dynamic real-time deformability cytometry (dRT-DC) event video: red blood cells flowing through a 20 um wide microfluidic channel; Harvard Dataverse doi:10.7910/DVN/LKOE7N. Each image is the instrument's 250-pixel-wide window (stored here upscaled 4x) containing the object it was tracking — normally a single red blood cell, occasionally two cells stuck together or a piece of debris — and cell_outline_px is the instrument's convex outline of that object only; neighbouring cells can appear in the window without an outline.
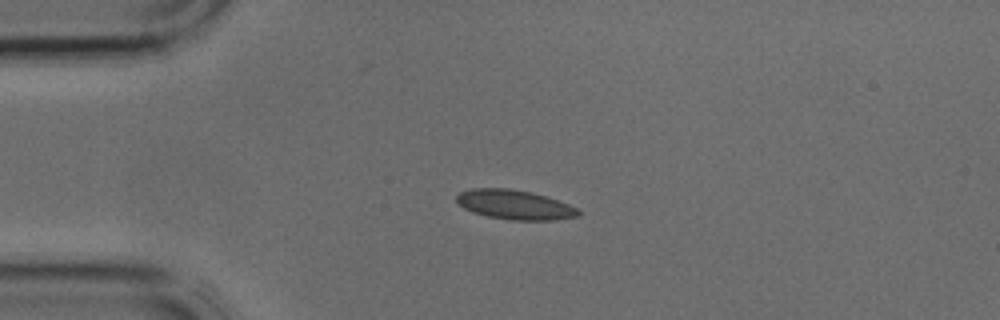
{"species": "common noctule bat (a hibernating species)", "species_latin": "Nyctalus noctula", "temperature_condition": "cold", "stored_images_in_passage": 2, "camera_frame_rate_fps": 3000, "um_per_image_px": 0.085, "animal": {"sex": "male", "body_mass_g": 17.9, "forearm_length_mm": 54.2}, "frame": {"image": 1, "passage_image": 2, "time_ms": 0.333, "image_size_px": [1000, 320], "cell_outline_px": [[580, 216], [556, 220], [512, 220], [488, 216], [472, 212], [464, 208], [456, 200], [456, 196], [460, 192], [472, 188], [508, 188], [532, 192], [568, 204], [576, 208], [580, 212]], "centroid_in_image_um": [43.74, 17.4], "position_along_channel_um": 41.3, "area_um2": 20.81}}